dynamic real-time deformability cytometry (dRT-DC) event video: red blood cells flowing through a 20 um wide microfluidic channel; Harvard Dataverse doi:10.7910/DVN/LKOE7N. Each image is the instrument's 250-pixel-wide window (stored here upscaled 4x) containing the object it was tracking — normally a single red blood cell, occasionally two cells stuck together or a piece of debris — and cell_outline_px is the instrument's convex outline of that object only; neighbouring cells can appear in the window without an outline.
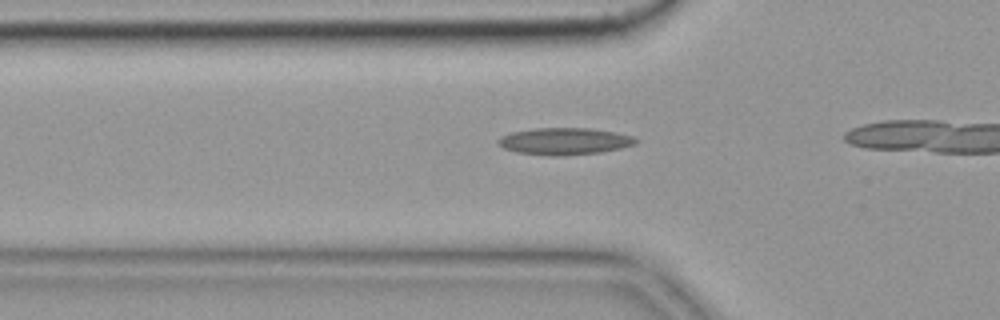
{"species": "common noctule bat (a hibernating species)", "species_latin": "Nyctalus noctula", "temperature_condition": "cold", "stored_images_in_passage": 9, "camera_frame_rate_fps": 3000, "um_per_image_px": 0.085, "animal": {"sex": "female", "body_mass_g": 19.9}, "frame": {"image": 1, "passage_image": 4, "time_ms": 1.0, "image_size_px": [1000, 320], "cell_outline_px": [[640, 140], [636, 144], [620, 148], [600, 152], [556, 156], [552, 156], [516, 152], [504, 148], [496, 140], [500, 136], [512, 132], [536, 128], [592, 128], [616, 132], [632, 136]], "centroid_in_image_um": [48.0, 12.0], "position_along_channel_um": 77.8, "area_um2": 21.56}}